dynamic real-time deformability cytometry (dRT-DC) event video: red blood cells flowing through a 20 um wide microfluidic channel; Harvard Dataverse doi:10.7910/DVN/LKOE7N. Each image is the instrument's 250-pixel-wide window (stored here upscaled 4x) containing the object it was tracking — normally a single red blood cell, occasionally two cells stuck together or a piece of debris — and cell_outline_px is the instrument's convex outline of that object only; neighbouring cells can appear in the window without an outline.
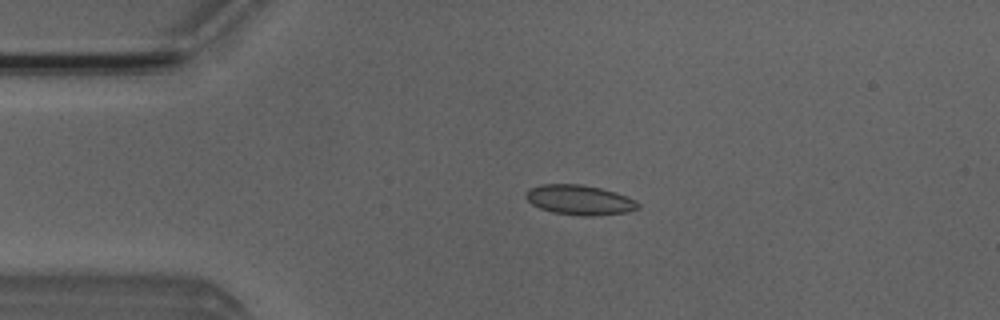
{"species": "Egyptian fruit bat (a non-hibernating species)", "species_latin": "Rousettus aegyptiacus", "temperature_condition": "room temperature", "stored_images_in_passage": 4, "camera_frame_rate_fps": 3000, "um_per_image_px": 0.085, "animal": {"sex": "male"}, "frame": {"image": 1, "passage_image": 4, "time_ms": 3.333, "image_size_px": [1000, 320], "cell_outline_px": [[640, 208], [628, 212], [592, 216], [584, 216], [552, 212], [540, 208], [532, 204], [524, 196], [524, 192], [528, 188], [540, 184], [580, 184], [600, 188], [616, 192], [636, 200], [640, 204]], "centroid_in_image_um": [49.25, 16.99], "position_along_channel_um": 35.7, "area_um2": 19.71}}